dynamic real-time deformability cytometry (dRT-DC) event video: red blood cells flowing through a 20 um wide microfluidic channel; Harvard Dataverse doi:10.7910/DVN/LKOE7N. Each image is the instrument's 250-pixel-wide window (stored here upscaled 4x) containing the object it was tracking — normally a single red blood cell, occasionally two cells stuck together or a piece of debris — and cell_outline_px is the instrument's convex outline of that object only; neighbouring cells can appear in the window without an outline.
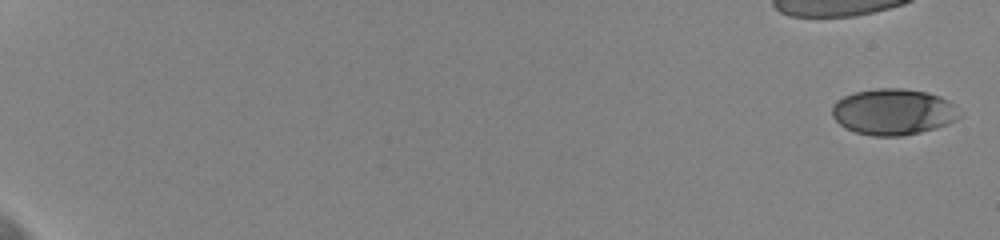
{"species": "human", "species_latin": "Homo sapiens", "temperature_condition": "cold", "stored_images_in_passage": 26, "camera_frame_rate_fps": 3000, "um_per_image_px": 0.085, "donor": {"sex": "female"}, "frame": {"image": 1, "passage_image": 1, "time_ms": 0.0, "image_size_px": [1000, 240], "cell_outline_px": [[964, 116], [948, 124], [936, 128], [904, 136], [872, 136], [856, 132], [844, 128], [832, 116], [832, 104], [836, 100], [844, 96], [856, 92], [876, 88], [904, 88], [928, 92], [940, 96], [956, 104], [964, 112]], "centroid_in_image_um": [75.99, 9.5], "position_along_channel_um": 9.0, "area_um2": 34.97}}